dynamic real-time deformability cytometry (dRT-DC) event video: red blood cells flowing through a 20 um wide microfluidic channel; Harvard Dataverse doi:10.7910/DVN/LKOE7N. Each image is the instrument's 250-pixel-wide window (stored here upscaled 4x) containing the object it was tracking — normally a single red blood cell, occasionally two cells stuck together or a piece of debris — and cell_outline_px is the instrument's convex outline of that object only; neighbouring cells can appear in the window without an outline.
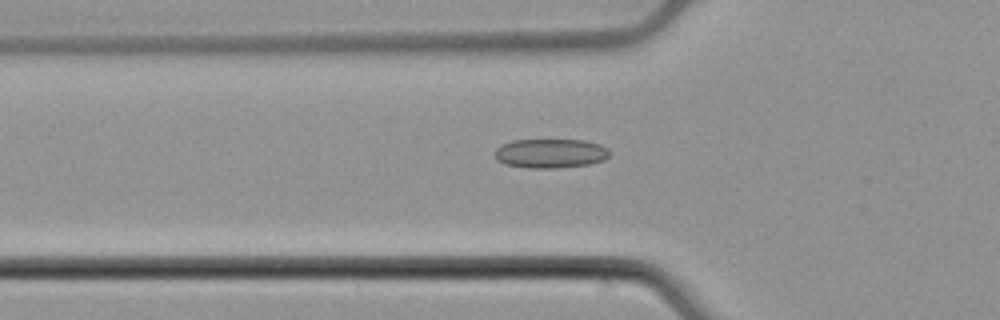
{"species": "common noctule bat (a hibernating species)", "species_latin": "Nyctalus noctula", "temperature_condition": "cold", "stored_images_in_passage": 38, "camera_frame_rate_fps": 3000, "um_per_image_px": 0.085, "animal": {"sex": "male", "body_mass_g": 21.5, "forearm_length_mm": 52.0}, "frame": {"image": 1, "passage_image": 10, "time_ms": 3.0, "image_size_px": [1000, 320], "cell_outline_px": [[612, 152], [604, 160], [588, 164], [556, 168], [528, 168], [504, 164], [496, 160], [496, 148], [500, 144], [512, 140], [584, 140], [600, 144], [608, 148]], "centroid_in_image_um": [46.79, 13.03], "position_along_channel_um": 79.0, "area_um2": 19.71}}
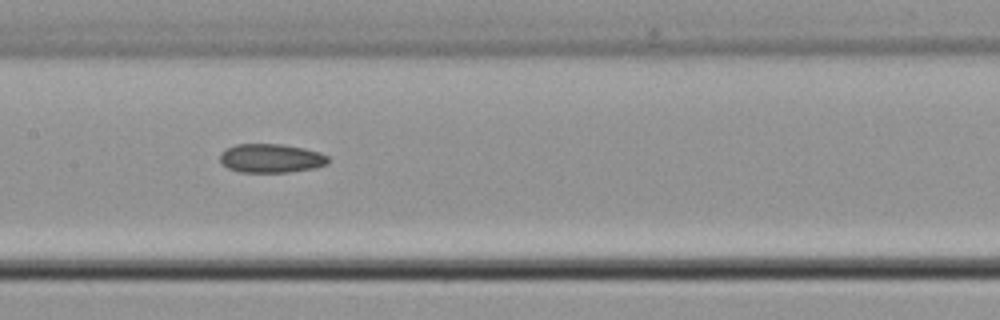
{"frame": {"image": 2, "passage_image": 18, "time_ms": 5.667, "image_size_px": [1000, 320], "cell_outline_px": [[328, 164], [316, 168], [288, 172], [240, 172], [228, 168], [220, 160], [220, 152], [236, 144], [280, 144], [304, 148], [320, 152], [328, 156]], "centroid_in_image_um": [23.06, 13.45], "position_along_channel_um": 184.3, "area_um2": 18.21}}
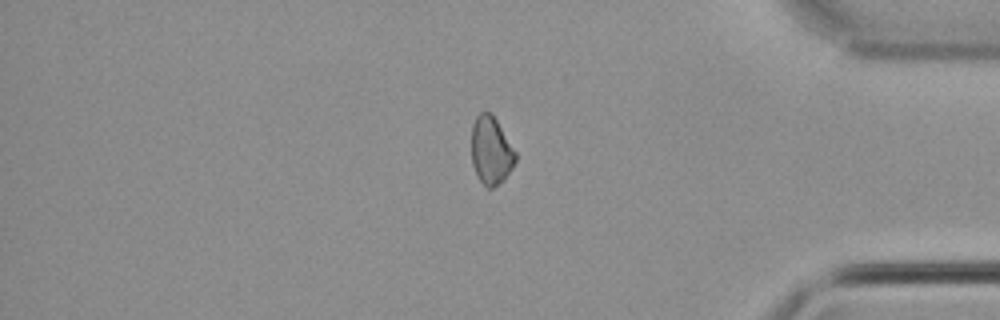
{"frame": {"image": 3, "passage_image": 36, "time_ms": 11.667, "image_size_px": [1000, 320], "cell_outline_px": [[516, 160], [512, 168], [504, 180], [492, 188], [488, 188], [480, 180], [472, 164], [472, 124], [476, 116], [480, 112], [492, 112], [516, 152]], "centroid_in_image_um": [41.74, 12.78], "position_along_channel_um": 393.5, "area_um2": 17.4}}